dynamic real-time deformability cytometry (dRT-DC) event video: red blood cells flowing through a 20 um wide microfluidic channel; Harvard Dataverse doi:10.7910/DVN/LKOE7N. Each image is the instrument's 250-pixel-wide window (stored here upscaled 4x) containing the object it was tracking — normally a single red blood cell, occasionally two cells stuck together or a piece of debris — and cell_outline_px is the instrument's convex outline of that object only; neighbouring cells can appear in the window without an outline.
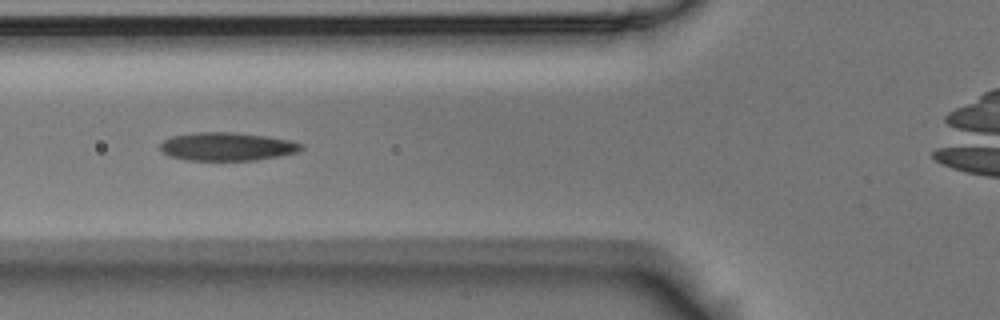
{"species": "Egyptian fruit bat (a non-hibernating species)", "species_latin": "Rousettus aegyptiacus", "temperature_condition": "room temperature", "stored_images_in_passage": 7, "camera_frame_rate_fps": 3000, "um_per_image_px": 0.085, "animal": {"sex": "male"}, "frame": {"image": 1, "passage_image": 4, "time_ms": 1.0, "image_size_px": [1000, 320], "cell_outline_px": [[304, 148], [300, 152], [256, 160], [188, 160], [172, 156], [164, 152], [160, 148], [160, 144], [164, 140], [172, 136], [200, 132], [232, 132], [268, 136], [288, 140], [304, 144]], "centroid_in_image_um": [19.36, 12.45], "position_along_channel_um": 106.4, "area_um2": 23.12}}
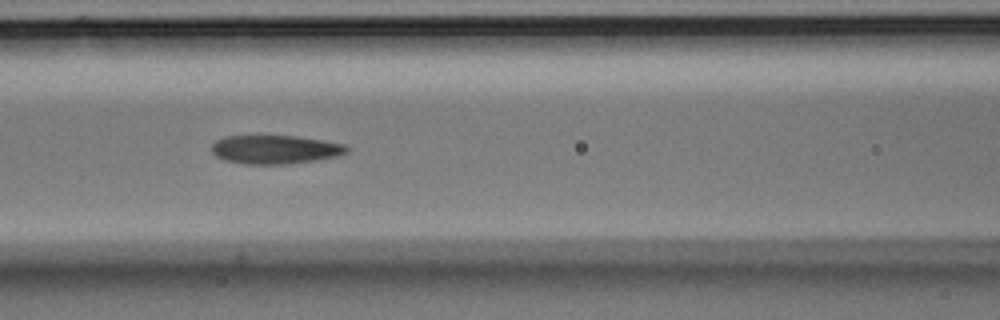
{"frame": {"image": 2, "passage_image": 5, "time_ms": 1.333, "image_size_px": [1000, 320], "cell_outline_px": [[348, 152], [336, 156], [288, 164], [244, 164], [224, 160], [216, 156], [212, 152], [212, 144], [216, 140], [224, 136], [296, 136], [324, 140], [344, 144], [348, 148]], "centroid_in_image_um": [23.36, 12.7], "position_along_channel_um": 143.2, "area_um2": 22.48}}
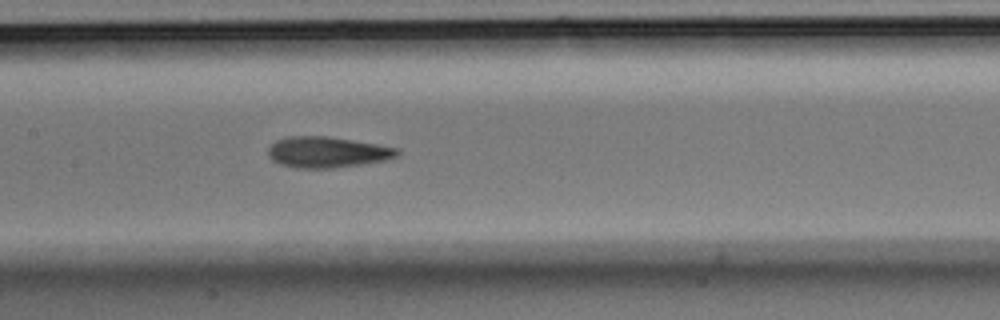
{"frame": {"image": 3, "passage_image": 6, "time_ms": 1.667, "image_size_px": [1000, 320], "cell_outline_px": [[400, 156], [384, 160], [360, 164], [332, 168], [296, 168], [280, 164], [272, 160], [268, 156], [268, 148], [276, 140], [288, 136], [328, 136], [400, 148]], "centroid_in_image_um": [27.81, 12.93], "position_along_channel_um": 179.6, "area_um2": 23.29}}